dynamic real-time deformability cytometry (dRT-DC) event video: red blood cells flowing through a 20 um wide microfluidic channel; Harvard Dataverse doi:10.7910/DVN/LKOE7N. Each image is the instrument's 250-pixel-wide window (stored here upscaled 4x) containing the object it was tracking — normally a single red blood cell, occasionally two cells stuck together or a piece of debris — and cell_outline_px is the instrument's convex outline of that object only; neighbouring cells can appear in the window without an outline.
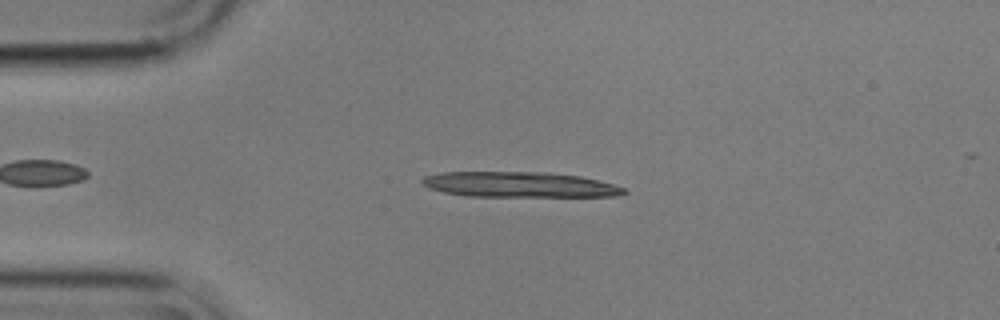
{"species": "common noctule bat (a hibernating species)", "species_latin": "Nyctalus noctula", "temperature_condition": "cold", "stored_images_in_passage": 11, "camera_frame_rate_fps": 3000, "um_per_image_px": 0.085, "animal": {"sex": "male", "body_mass_g": 17.9}, "frame": {"image": 1, "passage_image": 4, "time_ms": 1.0, "image_size_px": [1000, 320], "cell_outline_px": [[628, 192], [620, 196], [468, 196], [444, 192], [428, 188], [420, 184], [420, 180], [424, 176], [444, 172], [548, 172], [580, 176], [612, 184], [624, 188]], "centroid_in_image_um": [44.12, 15.69], "position_along_channel_um": 40.9, "area_um2": 29.82}}